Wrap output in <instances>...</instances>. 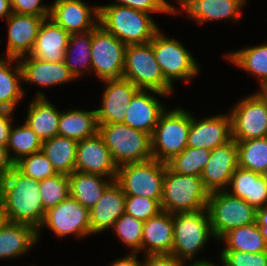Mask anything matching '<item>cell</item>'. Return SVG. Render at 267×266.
Here are the masks:
<instances>
[{"label":"cell","mask_w":267,"mask_h":266,"mask_svg":"<svg viewBox=\"0 0 267 266\" xmlns=\"http://www.w3.org/2000/svg\"><path fill=\"white\" fill-rule=\"evenodd\" d=\"M38 182L41 202L45 211L55 207L70 196L69 177L66 174L58 173Z\"/></svg>","instance_id":"f35d334b"},{"label":"cell","mask_w":267,"mask_h":266,"mask_svg":"<svg viewBox=\"0 0 267 266\" xmlns=\"http://www.w3.org/2000/svg\"><path fill=\"white\" fill-rule=\"evenodd\" d=\"M0 201L6 221L31 225L36 230L42 225L46 211L41 202L39 182L15 167L0 181Z\"/></svg>","instance_id":"6da1fadb"},{"label":"cell","mask_w":267,"mask_h":266,"mask_svg":"<svg viewBox=\"0 0 267 266\" xmlns=\"http://www.w3.org/2000/svg\"><path fill=\"white\" fill-rule=\"evenodd\" d=\"M224 266H267V251L259 253L223 250L220 255Z\"/></svg>","instance_id":"7bdbcfd3"},{"label":"cell","mask_w":267,"mask_h":266,"mask_svg":"<svg viewBox=\"0 0 267 266\" xmlns=\"http://www.w3.org/2000/svg\"><path fill=\"white\" fill-rule=\"evenodd\" d=\"M14 163L11 161L7 148L0 147V181L11 171Z\"/></svg>","instance_id":"c3c4849f"},{"label":"cell","mask_w":267,"mask_h":266,"mask_svg":"<svg viewBox=\"0 0 267 266\" xmlns=\"http://www.w3.org/2000/svg\"><path fill=\"white\" fill-rule=\"evenodd\" d=\"M165 110L159 100L146 90L139 89L128 104L123 124L152 136Z\"/></svg>","instance_id":"44dd1931"},{"label":"cell","mask_w":267,"mask_h":266,"mask_svg":"<svg viewBox=\"0 0 267 266\" xmlns=\"http://www.w3.org/2000/svg\"><path fill=\"white\" fill-rule=\"evenodd\" d=\"M14 167L23 175L37 181L58 174L42 151L21 158Z\"/></svg>","instance_id":"ab89813d"},{"label":"cell","mask_w":267,"mask_h":266,"mask_svg":"<svg viewBox=\"0 0 267 266\" xmlns=\"http://www.w3.org/2000/svg\"><path fill=\"white\" fill-rule=\"evenodd\" d=\"M115 164L119 167L153 159L151 136L123 123L98 124Z\"/></svg>","instance_id":"5b68a950"},{"label":"cell","mask_w":267,"mask_h":266,"mask_svg":"<svg viewBox=\"0 0 267 266\" xmlns=\"http://www.w3.org/2000/svg\"><path fill=\"white\" fill-rule=\"evenodd\" d=\"M174 244L172 255L184 262L194 258L210 236V216L207 208L195 212L173 214Z\"/></svg>","instance_id":"52a82bcc"},{"label":"cell","mask_w":267,"mask_h":266,"mask_svg":"<svg viewBox=\"0 0 267 266\" xmlns=\"http://www.w3.org/2000/svg\"><path fill=\"white\" fill-rule=\"evenodd\" d=\"M89 213L91 234L113 228L115 221L125 213V194L115 180L105 189Z\"/></svg>","instance_id":"ffe728a7"},{"label":"cell","mask_w":267,"mask_h":266,"mask_svg":"<svg viewBox=\"0 0 267 266\" xmlns=\"http://www.w3.org/2000/svg\"><path fill=\"white\" fill-rule=\"evenodd\" d=\"M42 143L41 139L25 122L21 127L11 128L6 148L8 154H10V148L15 152L14 155H9L11 161L15 164L25 156L40 152Z\"/></svg>","instance_id":"8d00e7d4"},{"label":"cell","mask_w":267,"mask_h":266,"mask_svg":"<svg viewBox=\"0 0 267 266\" xmlns=\"http://www.w3.org/2000/svg\"><path fill=\"white\" fill-rule=\"evenodd\" d=\"M232 139L231 116L215 115L197 121L191 115L187 147L213 150Z\"/></svg>","instance_id":"ac0fdd59"},{"label":"cell","mask_w":267,"mask_h":266,"mask_svg":"<svg viewBox=\"0 0 267 266\" xmlns=\"http://www.w3.org/2000/svg\"><path fill=\"white\" fill-rule=\"evenodd\" d=\"M209 159V149L186 147L181 153L168 161L167 166L178 174L201 176L202 170Z\"/></svg>","instance_id":"74e56055"},{"label":"cell","mask_w":267,"mask_h":266,"mask_svg":"<svg viewBox=\"0 0 267 266\" xmlns=\"http://www.w3.org/2000/svg\"><path fill=\"white\" fill-rule=\"evenodd\" d=\"M207 210L212 233L218 240L233 228L256 222V209L227 190L209 193Z\"/></svg>","instance_id":"9c48e42d"},{"label":"cell","mask_w":267,"mask_h":266,"mask_svg":"<svg viewBox=\"0 0 267 266\" xmlns=\"http://www.w3.org/2000/svg\"><path fill=\"white\" fill-rule=\"evenodd\" d=\"M42 0H10L12 13L49 17L50 7L41 5Z\"/></svg>","instance_id":"ee69618b"},{"label":"cell","mask_w":267,"mask_h":266,"mask_svg":"<svg viewBox=\"0 0 267 266\" xmlns=\"http://www.w3.org/2000/svg\"><path fill=\"white\" fill-rule=\"evenodd\" d=\"M70 34L57 25L51 18L43 20L31 57L47 62H62L65 60V51Z\"/></svg>","instance_id":"603a6c76"},{"label":"cell","mask_w":267,"mask_h":266,"mask_svg":"<svg viewBox=\"0 0 267 266\" xmlns=\"http://www.w3.org/2000/svg\"><path fill=\"white\" fill-rule=\"evenodd\" d=\"M37 242L33 226L5 221L0 227V259L23 255Z\"/></svg>","instance_id":"4316f807"},{"label":"cell","mask_w":267,"mask_h":266,"mask_svg":"<svg viewBox=\"0 0 267 266\" xmlns=\"http://www.w3.org/2000/svg\"><path fill=\"white\" fill-rule=\"evenodd\" d=\"M246 0H177L187 15L196 22L234 19L238 21Z\"/></svg>","instance_id":"d4e9b609"},{"label":"cell","mask_w":267,"mask_h":266,"mask_svg":"<svg viewBox=\"0 0 267 266\" xmlns=\"http://www.w3.org/2000/svg\"><path fill=\"white\" fill-rule=\"evenodd\" d=\"M59 116L60 112L56 107L38 91L35 100L29 104L25 122L43 142L58 135Z\"/></svg>","instance_id":"83f0119b"},{"label":"cell","mask_w":267,"mask_h":266,"mask_svg":"<svg viewBox=\"0 0 267 266\" xmlns=\"http://www.w3.org/2000/svg\"><path fill=\"white\" fill-rule=\"evenodd\" d=\"M220 239L226 242V248L223 250H237L249 253L267 251V243L256 222L233 228Z\"/></svg>","instance_id":"d6a6232c"},{"label":"cell","mask_w":267,"mask_h":266,"mask_svg":"<svg viewBox=\"0 0 267 266\" xmlns=\"http://www.w3.org/2000/svg\"><path fill=\"white\" fill-rule=\"evenodd\" d=\"M49 18L70 35L85 33L99 25V6L91 9L82 0H55L50 5Z\"/></svg>","instance_id":"2e32d148"},{"label":"cell","mask_w":267,"mask_h":266,"mask_svg":"<svg viewBox=\"0 0 267 266\" xmlns=\"http://www.w3.org/2000/svg\"><path fill=\"white\" fill-rule=\"evenodd\" d=\"M238 166L261 173L267 167V137L236 141Z\"/></svg>","instance_id":"d590c367"},{"label":"cell","mask_w":267,"mask_h":266,"mask_svg":"<svg viewBox=\"0 0 267 266\" xmlns=\"http://www.w3.org/2000/svg\"><path fill=\"white\" fill-rule=\"evenodd\" d=\"M238 167L237 143L234 139L210 150V159L203 168L200 178L209 192L225 191Z\"/></svg>","instance_id":"5bb4252c"},{"label":"cell","mask_w":267,"mask_h":266,"mask_svg":"<svg viewBox=\"0 0 267 266\" xmlns=\"http://www.w3.org/2000/svg\"><path fill=\"white\" fill-rule=\"evenodd\" d=\"M170 11L171 13L176 14L178 11L175 9V7L171 6L166 0H160Z\"/></svg>","instance_id":"db71d44e"},{"label":"cell","mask_w":267,"mask_h":266,"mask_svg":"<svg viewBox=\"0 0 267 266\" xmlns=\"http://www.w3.org/2000/svg\"><path fill=\"white\" fill-rule=\"evenodd\" d=\"M16 60L14 69L10 68V64H14L13 61L16 62ZM20 80H22V71L19 60L13 57L0 59V109L14 111L17 102L24 95Z\"/></svg>","instance_id":"1f68e13d"},{"label":"cell","mask_w":267,"mask_h":266,"mask_svg":"<svg viewBox=\"0 0 267 266\" xmlns=\"http://www.w3.org/2000/svg\"><path fill=\"white\" fill-rule=\"evenodd\" d=\"M208 196L200 176L178 174L167 166L160 202L162 211L175 214L203 210L207 208Z\"/></svg>","instance_id":"277c9868"},{"label":"cell","mask_w":267,"mask_h":266,"mask_svg":"<svg viewBox=\"0 0 267 266\" xmlns=\"http://www.w3.org/2000/svg\"><path fill=\"white\" fill-rule=\"evenodd\" d=\"M117 170L118 166L99 133L78 141L75 171L98 174L107 178L110 177V180H115Z\"/></svg>","instance_id":"9a60e30c"},{"label":"cell","mask_w":267,"mask_h":266,"mask_svg":"<svg viewBox=\"0 0 267 266\" xmlns=\"http://www.w3.org/2000/svg\"><path fill=\"white\" fill-rule=\"evenodd\" d=\"M148 13L118 5L99 6V25L125 45L148 43L159 30Z\"/></svg>","instance_id":"7a4b0ae2"},{"label":"cell","mask_w":267,"mask_h":266,"mask_svg":"<svg viewBox=\"0 0 267 266\" xmlns=\"http://www.w3.org/2000/svg\"><path fill=\"white\" fill-rule=\"evenodd\" d=\"M91 46L92 30L85 33L70 35L69 42L65 51L64 62L69 68V71L74 75L75 79L76 77L82 75L85 70L91 71ZM75 51H78V54L75 53ZM72 54H76L77 57H74V55L72 56ZM80 65L81 67L83 66V68H80ZM82 69H84V71Z\"/></svg>","instance_id":"e575fe53"},{"label":"cell","mask_w":267,"mask_h":266,"mask_svg":"<svg viewBox=\"0 0 267 266\" xmlns=\"http://www.w3.org/2000/svg\"><path fill=\"white\" fill-rule=\"evenodd\" d=\"M102 81L107 87L102 96V107L96 109L97 123H123L128 104L139 88L124 78Z\"/></svg>","instance_id":"e0dca14e"},{"label":"cell","mask_w":267,"mask_h":266,"mask_svg":"<svg viewBox=\"0 0 267 266\" xmlns=\"http://www.w3.org/2000/svg\"><path fill=\"white\" fill-rule=\"evenodd\" d=\"M226 58L257 76L261 89L267 88V43L226 54Z\"/></svg>","instance_id":"836d02e7"},{"label":"cell","mask_w":267,"mask_h":266,"mask_svg":"<svg viewBox=\"0 0 267 266\" xmlns=\"http://www.w3.org/2000/svg\"><path fill=\"white\" fill-rule=\"evenodd\" d=\"M162 211L158 200L142 196L125 195V213L143 222Z\"/></svg>","instance_id":"b9f144b4"},{"label":"cell","mask_w":267,"mask_h":266,"mask_svg":"<svg viewBox=\"0 0 267 266\" xmlns=\"http://www.w3.org/2000/svg\"><path fill=\"white\" fill-rule=\"evenodd\" d=\"M42 227L51 229L59 237L69 234L77 237L89 236L91 234L89 209L69 196L46 211L43 223L37 230V236Z\"/></svg>","instance_id":"4fadbf2b"},{"label":"cell","mask_w":267,"mask_h":266,"mask_svg":"<svg viewBox=\"0 0 267 266\" xmlns=\"http://www.w3.org/2000/svg\"><path fill=\"white\" fill-rule=\"evenodd\" d=\"M118 3L110 4V5H118L130 7L138 11H142L145 13L150 12H166L170 13L171 11L160 1V0H116Z\"/></svg>","instance_id":"f6af8a7d"},{"label":"cell","mask_w":267,"mask_h":266,"mask_svg":"<svg viewBox=\"0 0 267 266\" xmlns=\"http://www.w3.org/2000/svg\"><path fill=\"white\" fill-rule=\"evenodd\" d=\"M167 163L155 159L118 167L115 181L125 195L142 196L161 202Z\"/></svg>","instance_id":"ba28073f"},{"label":"cell","mask_w":267,"mask_h":266,"mask_svg":"<svg viewBox=\"0 0 267 266\" xmlns=\"http://www.w3.org/2000/svg\"><path fill=\"white\" fill-rule=\"evenodd\" d=\"M34 15L12 13L6 19L8 24L7 57L19 59L31 53L38 35L39 28L44 19Z\"/></svg>","instance_id":"d6986e66"},{"label":"cell","mask_w":267,"mask_h":266,"mask_svg":"<svg viewBox=\"0 0 267 266\" xmlns=\"http://www.w3.org/2000/svg\"><path fill=\"white\" fill-rule=\"evenodd\" d=\"M230 116L235 141L267 137V100L260 92L239 101Z\"/></svg>","instance_id":"8fae6325"},{"label":"cell","mask_w":267,"mask_h":266,"mask_svg":"<svg viewBox=\"0 0 267 266\" xmlns=\"http://www.w3.org/2000/svg\"><path fill=\"white\" fill-rule=\"evenodd\" d=\"M77 143L75 139L57 135L43 141L41 151L57 173L70 175L75 171Z\"/></svg>","instance_id":"4dcf8cb0"},{"label":"cell","mask_w":267,"mask_h":266,"mask_svg":"<svg viewBox=\"0 0 267 266\" xmlns=\"http://www.w3.org/2000/svg\"><path fill=\"white\" fill-rule=\"evenodd\" d=\"M173 244V214L161 211L143 223L141 250L145 255L171 254Z\"/></svg>","instance_id":"7402d4cb"},{"label":"cell","mask_w":267,"mask_h":266,"mask_svg":"<svg viewBox=\"0 0 267 266\" xmlns=\"http://www.w3.org/2000/svg\"><path fill=\"white\" fill-rule=\"evenodd\" d=\"M68 177L70 196L89 210L96 205L105 189L114 181L109 182L104 176L80 171H74Z\"/></svg>","instance_id":"f1b7e54d"},{"label":"cell","mask_w":267,"mask_h":266,"mask_svg":"<svg viewBox=\"0 0 267 266\" xmlns=\"http://www.w3.org/2000/svg\"><path fill=\"white\" fill-rule=\"evenodd\" d=\"M110 266H142V262L137 260V253H132L131 255L128 254L125 258H118Z\"/></svg>","instance_id":"f907efd6"},{"label":"cell","mask_w":267,"mask_h":266,"mask_svg":"<svg viewBox=\"0 0 267 266\" xmlns=\"http://www.w3.org/2000/svg\"><path fill=\"white\" fill-rule=\"evenodd\" d=\"M143 221L124 213L115 221L113 229L119 239L132 249V253L141 250Z\"/></svg>","instance_id":"60d3db41"},{"label":"cell","mask_w":267,"mask_h":266,"mask_svg":"<svg viewBox=\"0 0 267 266\" xmlns=\"http://www.w3.org/2000/svg\"><path fill=\"white\" fill-rule=\"evenodd\" d=\"M13 111L0 109V147H7L11 125V114Z\"/></svg>","instance_id":"7dc6e473"},{"label":"cell","mask_w":267,"mask_h":266,"mask_svg":"<svg viewBox=\"0 0 267 266\" xmlns=\"http://www.w3.org/2000/svg\"><path fill=\"white\" fill-rule=\"evenodd\" d=\"M256 223L267 243V207L256 209Z\"/></svg>","instance_id":"681fc988"},{"label":"cell","mask_w":267,"mask_h":266,"mask_svg":"<svg viewBox=\"0 0 267 266\" xmlns=\"http://www.w3.org/2000/svg\"><path fill=\"white\" fill-rule=\"evenodd\" d=\"M5 221H6L5 214H4L3 207L0 201V227Z\"/></svg>","instance_id":"11a10c76"},{"label":"cell","mask_w":267,"mask_h":266,"mask_svg":"<svg viewBox=\"0 0 267 266\" xmlns=\"http://www.w3.org/2000/svg\"><path fill=\"white\" fill-rule=\"evenodd\" d=\"M165 80L173 87L174 79L187 80L198 73L194 57L175 39L166 38L160 29L150 41Z\"/></svg>","instance_id":"30bf717a"},{"label":"cell","mask_w":267,"mask_h":266,"mask_svg":"<svg viewBox=\"0 0 267 266\" xmlns=\"http://www.w3.org/2000/svg\"><path fill=\"white\" fill-rule=\"evenodd\" d=\"M232 191L229 194L245 200L255 209L267 207V183L260 173L237 167L230 183Z\"/></svg>","instance_id":"484cf974"},{"label":"cell","mask_w":267,"mask_h":266,"mask_svg":"<svg viewBox=\"0 0 267 266\" xmlns=\"http://www.w3.org/2000/svg\"><path fill=\"white\" fill-rule=\"evenodd\" d=\"M28 57L22 56L18 59L20 60L22 81L36 83L40 86H52L69 82L75 78L64 61L47 62L30 55Z\"/></svg>","instance_id":"cb8c5ba5"},{"label":"cell","mask_w":267,"mask_h":266,"mask_svg":"<svg viewBox=\"0 0 267 266\" xmlns=\"http://www.w3.org/2000/svg\"><path fill=\"white\" fill-rule=\"evenodd\" d=\"M126 45L100 25L92 30L91 71L100 80L119 79L123 76Z\"/></svg>","instance_id":"7c38bea8"},{"label":"cell","mask_w":267,"mask_h":266,"mask_svg":"<svg viewBox=\"0 0 267 266\" xmlns=\"http://www.w3.org/2000/svg\"><path fill=\"white\" fill-rule=\"evenodd\" d=\"M122 78L154 94L172 93V86L165 80L150 42L126 45Z\"/></svg>","instance_id":"3957f363"},{"label":"cell","mask_w":267,"mask_h":266,"mask_svg":"<svg viewBox=\"0 0 267 266\" xmlns=\"http://www.w3.org/2000/svg\"><path fill=\"white\" fill-rule=\"evenodd\" d=\"M182 109L164 111L151 136L152 157L163 163L187 147L191 113Z\"/></svg>","instance_id":"8992f818"},{"label":"cell","mask_w":267,"mask_h":266,"mask_svg":"<svg viewBox=\"0 0 267 266\" xmlns=\"http://www.w3.org/2000/svg\"><path fill=\"white\" fill-rule=\"evenodd\" d=\"M189 266H216L215 264L205 261V260H197L195 262H192ZM224 266V263H223Z\"/></svg>","instance_id":"f5cc1de1"},{"label":"cell","mask_w":267,"mask_h":266,"mask_svg":"<svg viewBox=\"0 0 267 266\" xmlns=\"http://www.w3.org/2000/svg\"><path fill=\"white\" fill-rule=\"evenodd\" d=\"M99 131L96 110L61 112L58 135L80 141L95 136Z\"/></svg>","instance_id":"f546056e"},{"label":"cell","mask_w":267,"mask_h":266,"mask_svg":"<svg viewBox=\"0 0 267 266\" xmlns=\"http://www.w3.org/2000/svg\"><path fill=\"white\" fill-rule=\"evenodd\" d=\"M142 266H185L172 254L146 255Z\"/></svg>","instance_id":"bcb514c9"},{"label":"cell","mask_w":267,"mask_h":266,"mask_svg":"<svg viewBox=\"0 0 267 266\" xmlns=\"http://www.w3.org/2000/svg\"><path fill=\"white\" fill-rule=\"evenodd\" d=\"M264 181L267 183V167L263 172L260 173Z\"/></svg>","instance_id":"9f6ffc18"},{"label":"cell","mask_w":267,"mask_h":266,"mask_svg":"<svg viewBox=\"0 0 267 266\" xmlns=\"http://www.w3.org/2000/svg\"><path fill=\"white\" fill-rule=\"evenodd\" d=\"M12 15L10 0H0V18L7 19Z\"/></svg>","instance_id":"816d5d0a"},{"label":"cell","mask_w":267,"mask_h":266,"mask_svg":"<svg viewBox=\"0 0 267 266\" xmlns=\"http://www.w3.org/2000/svg\"><path fill=\"white\" fill-rule=\"evenodd\" d=\"M262 91V92H261ZM261 91H259L267 100V88L262 89Z\"/></svg>","instance_id":"6f0895ef"}]
</instances>
